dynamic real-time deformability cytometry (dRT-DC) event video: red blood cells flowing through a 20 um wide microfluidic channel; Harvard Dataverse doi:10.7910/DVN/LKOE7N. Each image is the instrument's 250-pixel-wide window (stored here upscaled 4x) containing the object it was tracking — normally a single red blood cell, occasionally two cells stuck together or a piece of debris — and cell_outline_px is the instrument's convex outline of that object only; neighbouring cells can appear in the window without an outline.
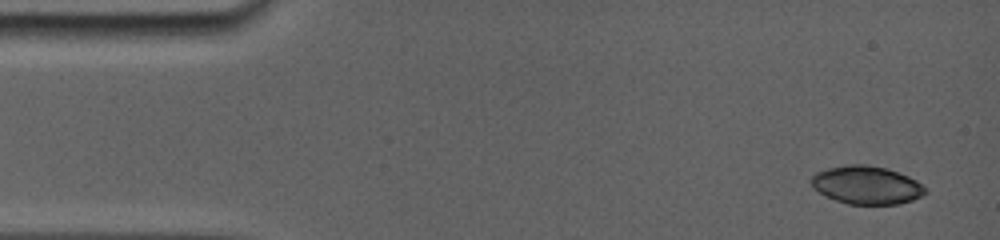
{"species": "common noctule bat (a hibernating species)", "species_latin": "Nyctalus noctula", "temperature_condition": "room temperature", "stored_images_in_passage": 5, "camera_frame_rate_fps": 5000, "um_per_image_px": 0.085, "animal": {"sex": "female", "body_mass_g": 19.0, "forearm_length_mm": 56.7}, "frame": {"image": 1, "passage_image": 1, "time_ms": 0.0, "image_size_px": [1000, 240], "cell_outline_px": [[924, 192], [920, 196], [912, 200], [900, 204], [848, 204], [824, 196], [812, 184], [812, 176], [816, 172], [828, 168], [884, 168], [908, 176], [916, 180], [924, 188]], "centroid_in_image_um": [73.67, 15.8], "position_along_channel_um": 11.3, "area_um2": 23.87}}
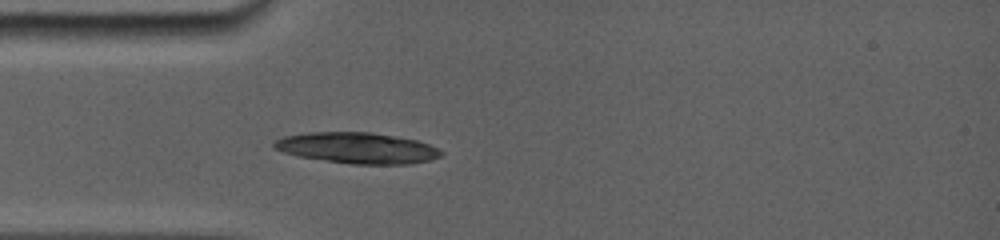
{"frame": {"image": 2, "passage_image": 5, "time_ms": 3.8, "image_size_px": [1000, 240], "cell_outline_px": [[440, 156], [428, 160], [412, 164], [352, 164], [300, 156], [284, 152], [276, 148], [272, 144], [276, 140], [284, 136], [316, 132], [368, 132], [416, 140], [428, 144], [436, 148], [440, 152]], "centroid_in_image_um": [30.37, 12.58], "position_along_channel_um": 54.6, "area_um2": 29.42}}